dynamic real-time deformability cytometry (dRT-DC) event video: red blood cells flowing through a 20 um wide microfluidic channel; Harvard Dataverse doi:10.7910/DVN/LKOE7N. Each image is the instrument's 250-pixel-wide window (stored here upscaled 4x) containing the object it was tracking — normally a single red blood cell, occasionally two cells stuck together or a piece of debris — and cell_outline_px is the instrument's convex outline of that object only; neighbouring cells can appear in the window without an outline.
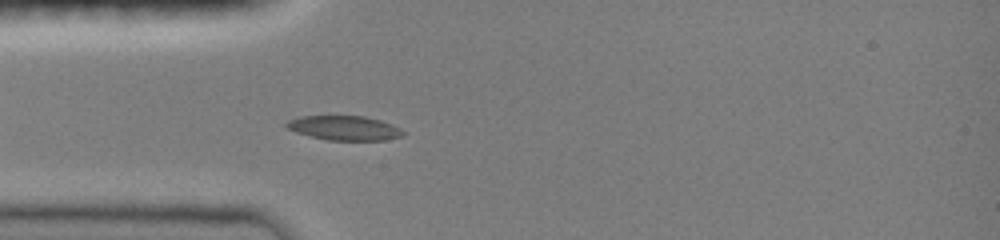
{"species": "common noctule bat (a hibernating species)", "species_latin": "Nyctalus noctula", "temperature_condition": "room temperature", "stored_images_in_passage": 6, "camera_frame_rate_fps": 3000, "um_per_image_px": 0.085, "animal": {"sex": "female", "body_mass_g": 19.0, "forearm_length_mm": 51.5}, "frame": {"image": 1, "passage_image": 6, "time_ms": 3.667, "image_size_px": [1000, 240], "cell_outline_px": [[404, 136], [384, 140], [328, 140], [296, 132], [288, 128], [284, 124], [288, 120], [300, 116], [364, 116], [380, 120], [392, 124], [400, 128], [404, 132]], "centroid_in_image_um": [29.29, 10.87], "position_along_channel_um": 55.7, "area_um2": 16.53}}